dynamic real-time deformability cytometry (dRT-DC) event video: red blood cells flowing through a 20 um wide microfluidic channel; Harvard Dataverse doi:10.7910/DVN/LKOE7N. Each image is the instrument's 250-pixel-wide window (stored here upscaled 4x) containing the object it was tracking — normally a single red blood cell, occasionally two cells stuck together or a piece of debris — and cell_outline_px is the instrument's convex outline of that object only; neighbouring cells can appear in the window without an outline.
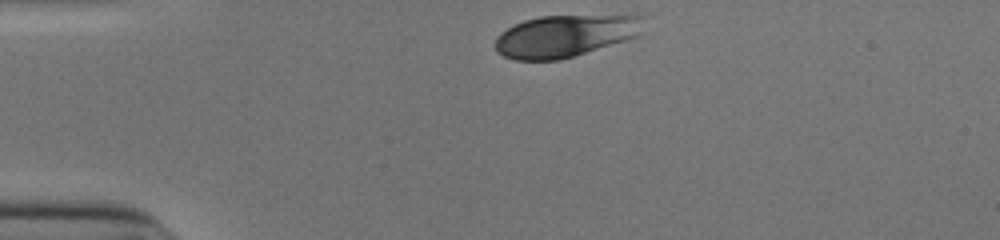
{"species": "human", "species_latin": "Homo sapiens", "temperature_condition": "cold", "stored_images_in_passage": 31, "camera_frame_rate_fps": 3000, "um_per_image_px": 0.085, "donor": {"sex": "male"}, "frame": {"image": 1, "passage_image": 1, "time_ms": 0.0, "image_size_px": [1000, 240], "cell_outline_px": [[644, 16], [640, 36], [560, 60], [516, 60], [504, 56], [496, 52], [496, 36], [500, 32], [524, 20], [540, 16]], "centroid_in_image_um": [48.02, 3.06], "position_along_channel_um": 37.0, "area_um2": 36.13}}
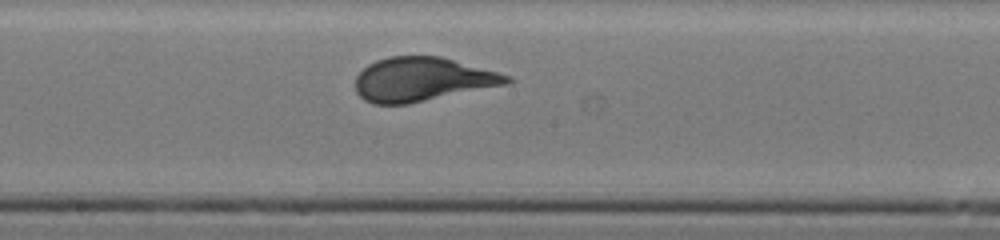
{"frame": {"image": 2, "passage_image": 18, "time_ms": 5.667, "image_size_px": [1000, 240], "cell_outline_px": [[516, 80], [512, 84], [408, 104], [372, 104], [364, 100], [356, 92], [356, 76], [368, 64], [376, 60], [388, 56], [440, 56], [512, 76]], "centroid_in_image_um": [35.95, 6.76], "position_along_channel_um": 212.3, "area_um2": 39.19}}
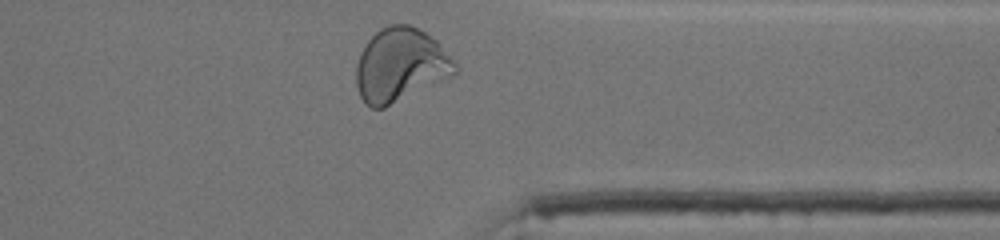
{"frame": {"image": 3, "passage_image": 31, "time_ms": 10.0, "image_size_px": [1000, 240], "cell_outline_px": [[456, 72], [452, 76], [384, 108], [372, 108], [364, 104], [360, 96], [356, 84], [356, 64], [360, 52], [364, 44], [380, 28], [388, 24], [408, 24], [424, 32], [436, 40], [440, 44], [456, 64]], "centroid_in_image_um": [33.99, 5.53], "position_along_channel_um": 377.4, "area_um2": 42.31}, "authors_computed_cell_mechanics": {"area_um2": 38.8994, "velocity_mm_per_s": 3.8865, "shape_relaxation_time_tau1_ms": 4.5811, "shape_relaxation_time_tau2_ms": null, "deformation_change_tau1": 0.1459, "deformation_change_tau2": null}}